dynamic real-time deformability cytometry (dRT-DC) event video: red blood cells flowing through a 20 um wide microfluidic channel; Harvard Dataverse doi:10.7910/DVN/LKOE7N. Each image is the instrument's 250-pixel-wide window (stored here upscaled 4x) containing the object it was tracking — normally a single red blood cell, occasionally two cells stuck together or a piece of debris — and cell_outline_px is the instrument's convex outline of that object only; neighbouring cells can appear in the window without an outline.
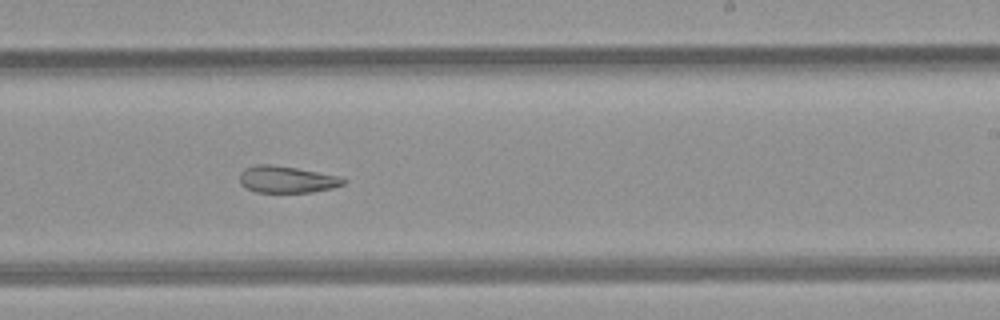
{"species": "common noctule bat (a hibernating species)", "species_latin": "Nyctalus noctula", "temperature_condition": "room temperature", "stored_images_in_passage": 36, "camera_frame_rate_fps": 3000, "um_per_image_px": 0.085, "animal": {"sex": "female", "body_mass_g": 21.9}, "frame": {"image": 1, "passage_image": 16, "time_ms": 5.0, "image_size_px": [1000, 320], "cell_outline_px": [[348, 180], [344, 184], [332, 188], [312, 192], [256, 192], [244, 188], [240, 184], [240, 172], [244, 168], [256, 164], [272, 164], [296, 168], [340, 176]], "centroid_in_image_um": [24.36, 15.25], "position_along_channel_um": 264.6, "area_um2": 16.36}, "authors_computed_cell_mechanics": {"area_um2": 18.5249, "velocity_mm_per_s": 4.1249, "shape_relaxation_time_tau1_ms": null, "shape_relaxation_time_tau2_ms": 5.7221, "deformation_change_tau1": null, "deformation_change_tau2": 0.1459}}